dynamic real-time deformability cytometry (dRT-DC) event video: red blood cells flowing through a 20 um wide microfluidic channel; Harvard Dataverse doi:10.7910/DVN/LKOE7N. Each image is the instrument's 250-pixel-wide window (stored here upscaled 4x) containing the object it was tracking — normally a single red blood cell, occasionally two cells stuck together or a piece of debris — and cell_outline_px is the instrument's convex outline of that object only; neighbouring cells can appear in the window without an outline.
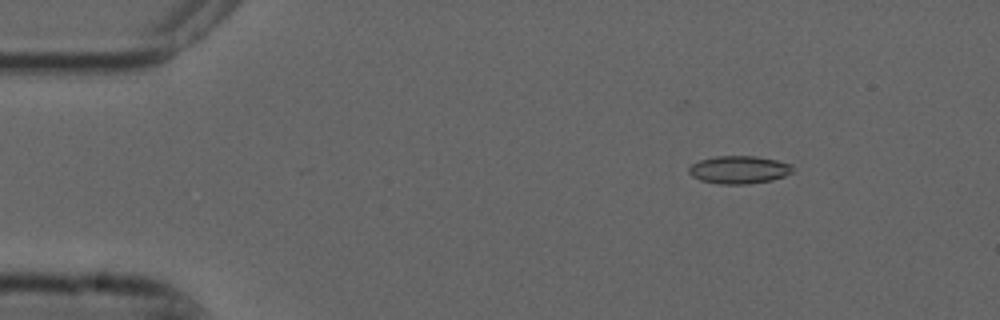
{"species": "common noctule bat (a hibernating species)", "species_latin": "Nyctalus noctula", "temperature_condition": "cold", "stored_images_in_passage": 7, "camera_frame_rate_fps": 3000, "um_per_image_px": 0.085, "animal": {"sex": "male", "forearm_length_mm": 52.5}, "frame": {"image": 1, "passage_image": 2, "time_ms": 0.333, "image_size_px": [1000, 320], "cell_outline_px": [[792, 172], [784, 176], [772, 180], [748, 184], [720, 184], [700, 180], [692, 176], [688, 172], [688, 168], [692, 164], [700, 160], [716, 156], [756, 156], [776, 160], [792, 164]], "centroid_in_image_um": [62.81, 14.43], "position_along_channel_um": 22.2, "area_um2": 16.82}}
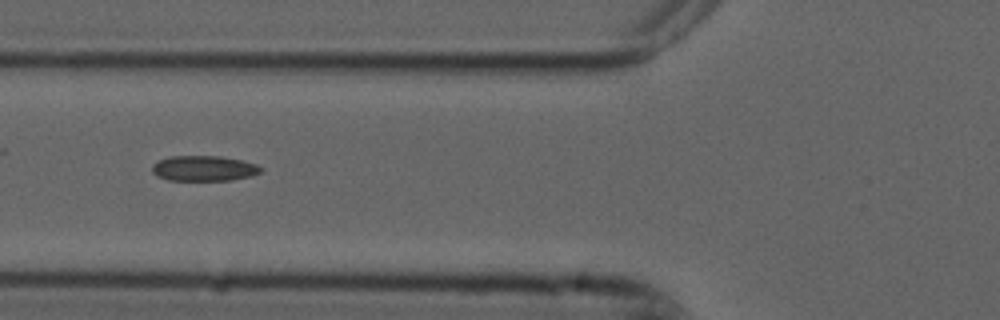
{"frame": {"image": 2, "passage_image": 5, "time_ms": 1.333, "image_size_px": [1000, 320], "cell_outline_px": [[264, 168], [260, 172], [252, 176], [232, 180], [168, 180], [152, 172], [152, 164], [168, 156], [220, 156], [240, 160], [256, 164]], "centroid_in_image_um": [17.35, 14.31], "position_along_channel_um": 108.5, "area_um2": 16.01}}
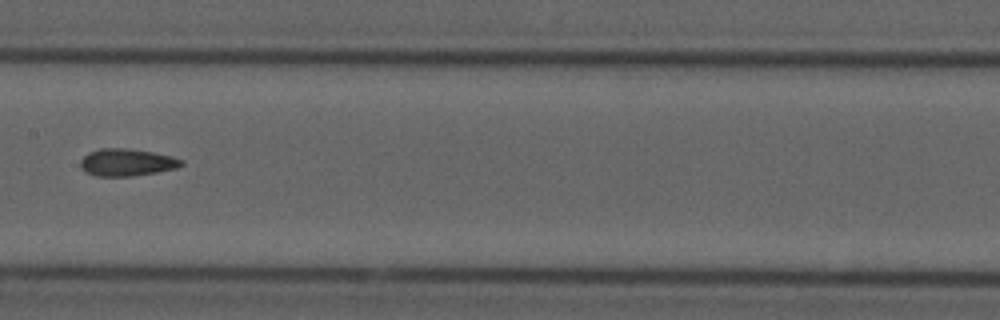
{"frame": {"image": 3, "passage_image": 7, "time_ms": 2.0, "image_size_px": [1000, 320], "cell_outline_px": [[184, 164], [176, 168], [156, 172], [132, 176], [96, 176], [84, 172], [80, 168], [80, 160], [88, 152], [100, 148], [128, 148], [152, 152], [172, 156], [184, 160]], "centroid_in_image_um": [10.75, 13.8], "position_along_channel_um": 196.6, "area_um2": 16.18}}